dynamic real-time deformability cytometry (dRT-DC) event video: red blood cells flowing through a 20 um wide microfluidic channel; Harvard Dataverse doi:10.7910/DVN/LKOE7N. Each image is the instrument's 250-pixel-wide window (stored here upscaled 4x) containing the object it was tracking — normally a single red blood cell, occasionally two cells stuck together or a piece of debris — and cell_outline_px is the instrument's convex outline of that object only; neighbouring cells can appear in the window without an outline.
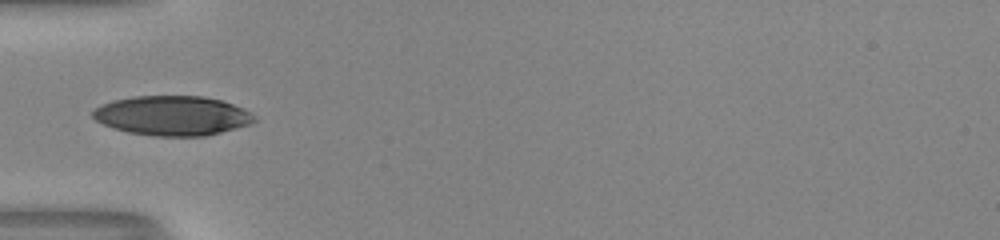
{"species": "human", "species_latin": "Homo sapiens", "temperature_condition": "room temperature", "stored_images_in_passage": 22, "camera_frame_rate_fps": 3000, "um_per_image_px": 0.085, "donor": {"sex": "male"}, "frame": {"image": 1, "passage_image": 1, "time_ms": 0.0, "image_size_px": [1000, 240], "cell_outline_px": [[256, 120], [248, 124], [220, 132], [204, 136], [152, 136], [128, 132], [112, 128], [96, 120], [92, 116], [92, 112], [100, 104], [112, 100], [132, 96], [204, 96], [220, 100], [244, 108], [256, 116]], "centroid_in_image_um": [14.62, 9.82], "position_along_channel_um": 70.4, "area_um2": 37.28}}
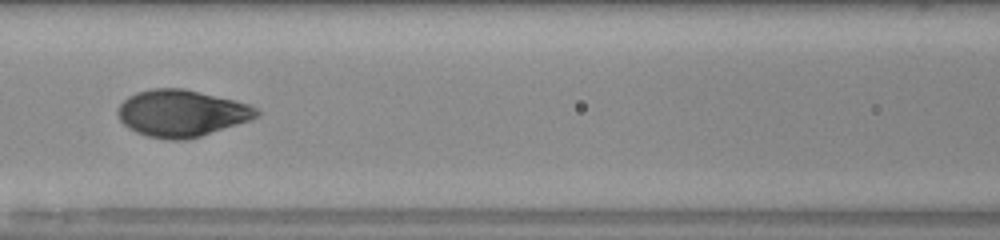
{"frame": {"image": 2, "passage_image": 7, "time_ms": 2.0, "image_size_px": [1000, 240], "cell_outline_px": [[260, 116], [252, 120], [188, 140], [168, 140], [148, 136], [136, 132], [128, 128], [120, 120], [116, 112], [120, 104], [128, 96], [136, 92], [152, 88], [184, 88], [248, 104], [256, 108], [260, 112]], "centroid_in_image_um": [15.42, 9.63], "position_along_channel_um": 151.2, "area_um2": 37.97}}